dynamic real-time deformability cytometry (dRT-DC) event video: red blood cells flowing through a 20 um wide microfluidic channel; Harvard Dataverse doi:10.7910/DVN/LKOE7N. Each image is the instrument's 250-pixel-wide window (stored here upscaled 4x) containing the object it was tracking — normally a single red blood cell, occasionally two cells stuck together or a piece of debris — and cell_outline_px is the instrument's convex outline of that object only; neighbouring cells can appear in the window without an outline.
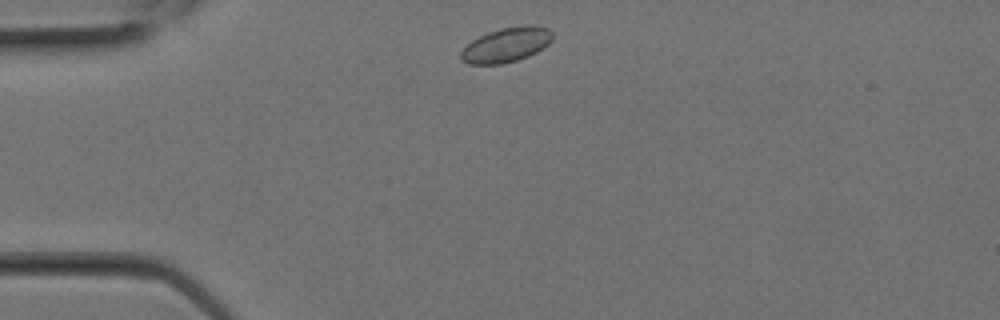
{"species": "Egyptian fruit bat (a non-hibernating species)", "species_latin": "Rousettus aegyptiacus", "temperature_condition": "room temperature", "stored_images_in_passage": 20, "camera_frame_rate_fps": 3000, "um_per_image_px": 0.085, "animal": {"sex": "female"}, "frame": {"image": 1, "passage_image": 1, "time_ms": 0.0, "image_size_px": [1000, 320], "cell_outline_px": [[552, 40], [548, 44], [536, 52], [528, 56], [516, 60], [500, 64], [468, 64], [460, 60], [460, 52], [472, 40], [488, 32], [500, 28], [524, 24], [528, 24], [548, 28], [552, 32]], "centroid_in_image_um": [43.03, 3.8], "position_along_channel_um": 42.0, "area_um2": 18.5}}
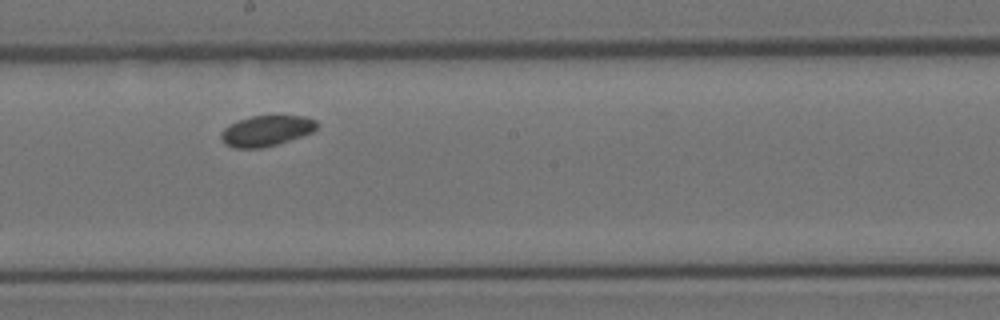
{"frame": {"image": 2, "passage_image": 9, "time_ms": 2.667, "image_size_px": [1000, 320], "cell_outline_px": [[320, 124], [312, 132], [276, 144], [260, 148], [236, 148], [224, 144], [220, 136], [220, 132], [224, 128], [240, 120], [252, 116], [304, 116], [316, 120]], "centroid_in_image_um": [22.64, 11.12], "position_along_channel_um": 225.6, "area_um2": 16.88}}
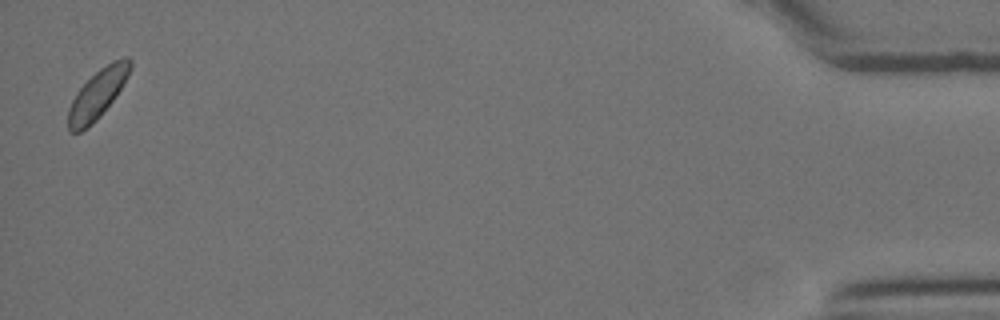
{"frame": {"image": 3, "passage_image": 20, "time_ms": 6.333, "image_size_px": [1000, 320], "cell_outline_px": [[132, 68], [128, 76], [112, 100], [96, 120], [92, 124], [80, 132], [68, 132], [68, 108], [76, 92], [100, 68], [112, 60], [124, 56], [128, 56], [132, 60]], "centroid_in_image_um": [8.29, 7.97], "position_along_channel_um": 426.9, "area_um2": 17.51}}